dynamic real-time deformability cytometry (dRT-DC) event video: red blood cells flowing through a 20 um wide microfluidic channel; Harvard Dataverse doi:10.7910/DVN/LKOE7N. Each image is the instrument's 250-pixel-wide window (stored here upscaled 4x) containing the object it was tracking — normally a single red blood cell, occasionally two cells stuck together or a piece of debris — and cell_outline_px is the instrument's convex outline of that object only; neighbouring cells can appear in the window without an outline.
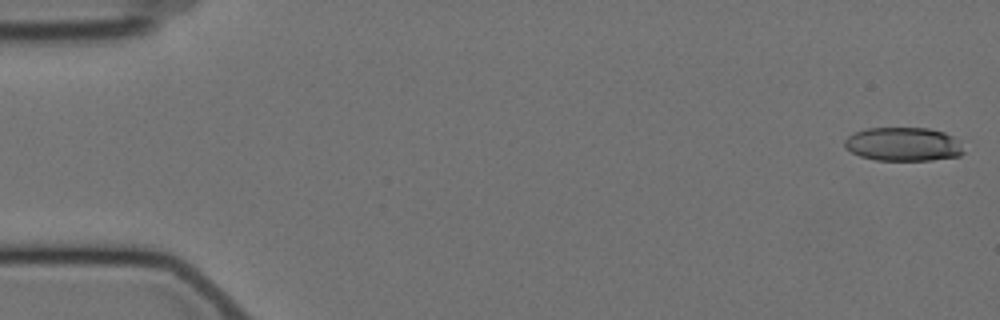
{"species": "Egyptian fruit bat (a non-hibernating species)", "species_latin": "Rousettus aegyptiacus", "temperature_condition": "cold", "stored_images_in_passage": 57, "camera_frame_rate_fps": 3000, "um_per_image_px": 0.085, "animal": {"sex": "female"}, "frame": {"image": 1, "passage_image": 1, "time_ms": 0.0, "image_size_px": [1000, 320], "cell_outline_px": [[964, 152], [960, 156], [932, 160], [876, 160], [860, 156], [844, 148], [844, 140], [848, 136], [856, 132], [868, 128], [928, 128], [944, 132], [960, 140]], "centroid_in_image_um": [76.8, 12.26], "position_along_channel_um": 8.2, "area_um2": 23.52}}
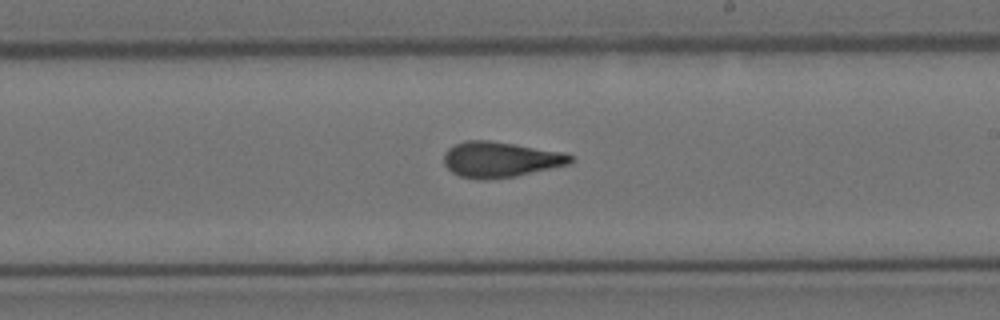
{"frame": {"image": 2, "passage_image": 33, "time_ms": 10.667, "image_size_px": [1000, 320], "cell_outline_px": [[576, 160], [568, 164], [516, 176], [480, 180], [476, 180], [460, 176], [452, 172], [444, 164], [444, 152], [448, 148], [464, 140], [488, 140], [564, 152], [572, 156]], "centroid_in_image_um": [42.51, 13.56], "position_along_channel_um": 246.5, "area_um2": 26.18}}
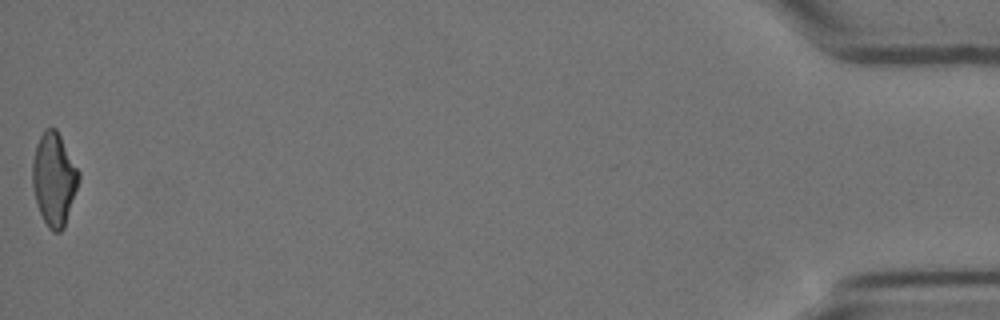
{"frame": {"image": 3, "passage_image": 57, "time_ms": 18.667, "image_size_px": [1000, 320], "cell_outline_px": [[80, 176], [64, 228], [60, 232], [52, 232], [48, 228], [36, 204], [32, 188], [32, 160], [36, 144], [44, 128], [56, 128], [80, 172]], "centroid_in_image_um": [4.57, 15.22], "position_along_channel_um": 430.6, "area_um2": 25.09}, "authors_computed_cell_mechanics": {"area_um2": 25.5476, "velocity_mm_per_s": 3.5209, "shape_relaxation_time_tau1_ms": 6.6594, "shape_relaxation_time_tau2_ms": 1.6705, "deformation_change_tau1": 0.1951, "deformation_change_tau2": 0.0986}}